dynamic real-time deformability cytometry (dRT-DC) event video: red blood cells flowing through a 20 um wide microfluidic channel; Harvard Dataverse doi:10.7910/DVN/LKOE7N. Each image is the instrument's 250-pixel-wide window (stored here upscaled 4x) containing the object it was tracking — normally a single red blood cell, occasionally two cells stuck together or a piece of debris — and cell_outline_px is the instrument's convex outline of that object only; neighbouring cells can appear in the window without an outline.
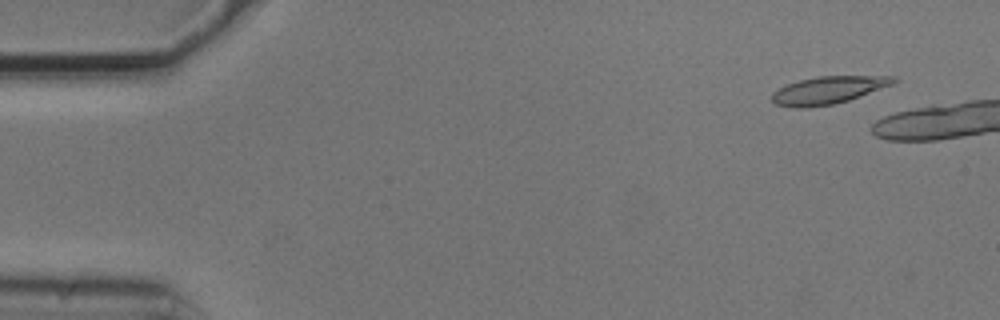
{"species": "common noctule bat (a hibernating species)", "species_latin": "Nyctalus noctula", "temperature_condition": "cold", "stored_images_in_passage": 3, "camera_frame_rate_fps": 3000, "um_per_image_px": 0.085, "animal": {"sex": "male", "body_mass_g": 20.5, "forearm_length_mm": 52.5}, "frame": {"image": 1, "passage_image": 1, "time_ms": 0.0, "image_size_px": [1000, 320], "cell_outline_px": [[900, 80], [892, 84], [848, 100], [832, 104], [808, 108], [792, 108], [776, 104], [772, 100], [772, 92], [788, 84], [800, 80], [816, 76], [896, 76]], "centroid_in_image_um": [70.39, 7.66], "position_along_channel_um": 14.6, "area_um2": 19.36}}